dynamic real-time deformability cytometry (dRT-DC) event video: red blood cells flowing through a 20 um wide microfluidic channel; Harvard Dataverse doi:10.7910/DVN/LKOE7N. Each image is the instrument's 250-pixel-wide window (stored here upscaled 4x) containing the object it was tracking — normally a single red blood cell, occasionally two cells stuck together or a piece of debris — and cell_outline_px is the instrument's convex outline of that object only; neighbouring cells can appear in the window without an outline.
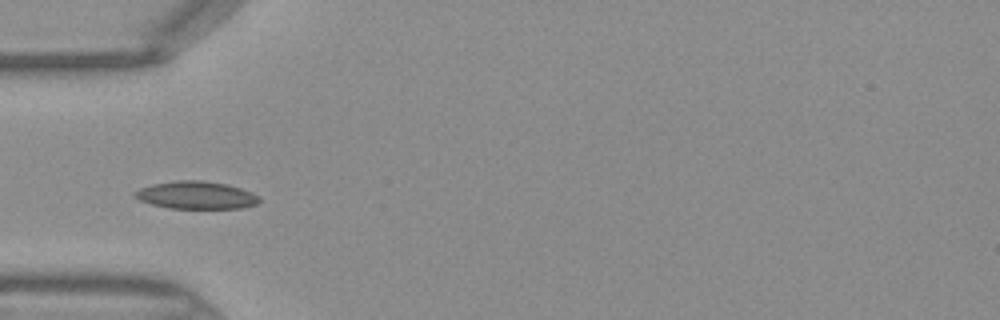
{"species": "Egyptian fruit bat (a non-hibernating species)", "species_latin": "Rousettus aegyptiacus", "temperature_condition": "warm", "stored_images_in_passage": 32, "camera_frame_rate_fps": 3000, "um_per_image_px": 0.085, "frame": {"image": 1, "passage_image": 1, "time_ms": 0.0, "image_size_px": [1000, 320], "cell_outline_px": [[260, 204], [240, 208], [168, 208], [152, 204], [140, 200], [132, 196], [132, 192], [140, 188], [152, 184], [176, 180], [200, 180], [228, 184], [252, 192], [260, 196]], "centroid_in_image_um": [16.68, 16.58], "position_along_channel_um": 68.3, "area_um2": 20.23}}
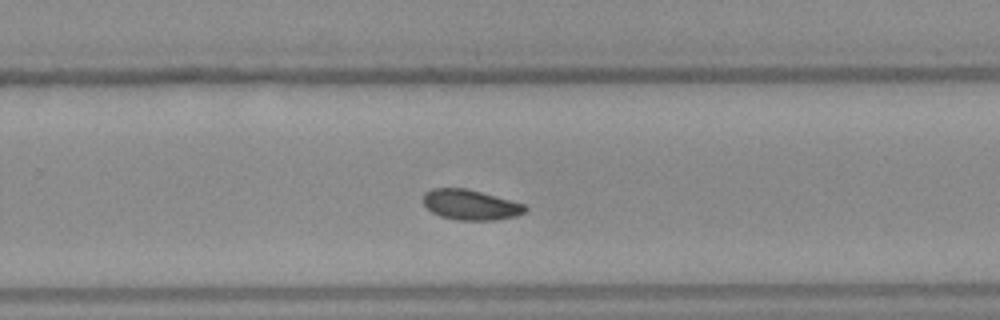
{"frame": {"image": 2, "passage_image": 16, "time_ms": 5.0, "image_size_px": [1000, 320], "cell_outline_px": [[528, 208], [524, 212], [516, 216], [496, 220], [456, 220], [440, 216], [432, 212], [424, 204], [424, 192], [432, 188], [464, 188], [480, 192], [524, 204]], "centroid_in_image_um": [39.98, 17.41], "position_along_channel_um": 289.8, "area_um2": 17.8}}
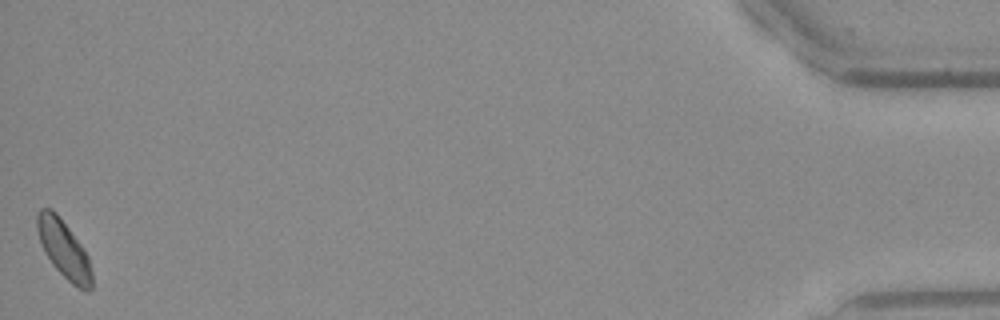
{"frame": {"image": 3, "passage_image": 32, "time_ms": 10.333, "image_size_px": [1000, 320], "cell_outline_px": [[92, 288], [88, 292], [72, 284], [52, 264], [44, 252], [36, 228], [36, 212], [40, 208], [52, 208], [56, 212], [84, 248], [88, 256], [92, 272]], "centroid_in_image_um": [5.42, 21.16], "position_along_channel_um": 429.8, "area_um2": 18.44}}